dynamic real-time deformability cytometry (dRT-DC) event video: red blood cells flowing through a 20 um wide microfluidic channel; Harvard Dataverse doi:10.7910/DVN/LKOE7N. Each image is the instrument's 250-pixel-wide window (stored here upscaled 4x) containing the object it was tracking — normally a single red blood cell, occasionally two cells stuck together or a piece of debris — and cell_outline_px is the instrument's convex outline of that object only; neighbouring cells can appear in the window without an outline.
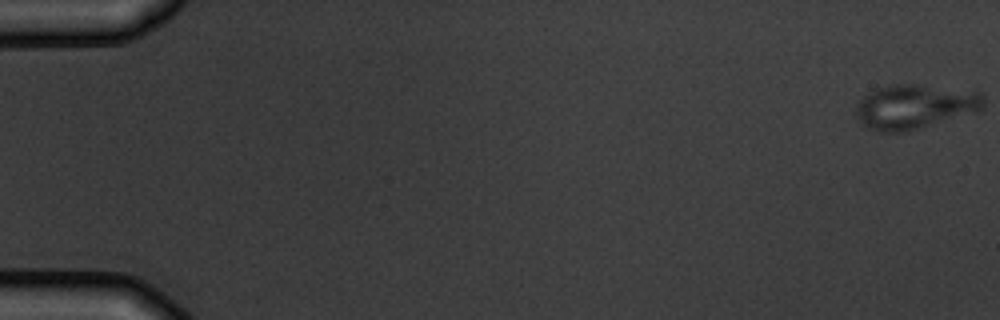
{"species": "common noctule bat (a hibernating species)", "species_latin": "Nyctalus noctula", "temperature_condition": "warm", "stored_images_in_passage": 5, "camera_frame_rate_fps": 3000, "um_per_image_px": 0.085, "animal": {"sex": "male", "body_mass_g": 19.5, "forearm_length_mm": 54.6}, "frame": {"image": 1, "passage_image": 1, "time_ms": 0.0, "image_size_px": [1000, 320], "cell_outline_px": [[984, 108], [976, 112], [904, 132], [876, 132], [864, 128], [860, 124], [856, 116], [856, 108], [860, 100], [868, 92], [876, 88], [892, 84], [916, 84], [980, 92], [984, 96]], "centroid_in_image_um": [77.71, 9.07], "position_along_channel_um": 7.3, "area_um2": 33.23}}